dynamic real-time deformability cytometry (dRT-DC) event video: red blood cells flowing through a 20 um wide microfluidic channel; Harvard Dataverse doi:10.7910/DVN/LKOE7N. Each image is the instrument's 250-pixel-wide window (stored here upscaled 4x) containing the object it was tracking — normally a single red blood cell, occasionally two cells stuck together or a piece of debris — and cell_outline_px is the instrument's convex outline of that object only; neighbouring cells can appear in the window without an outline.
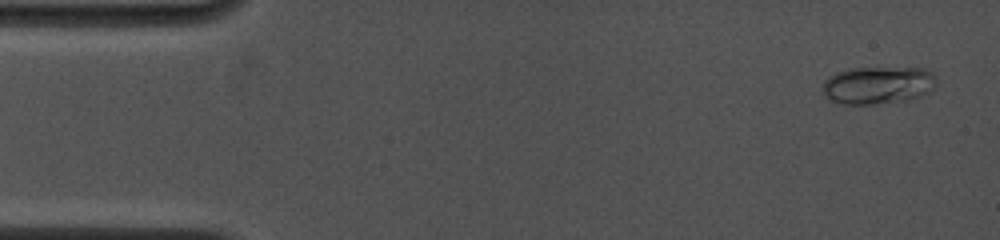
{"species": "common noctule bat (a hibernating species)", "species_latin": "Nyctalus noctula", "temperature_condition": "cold", "stored_images_in_passage": 22, "camera_frame_rate_fps": 4500, "um_per_image_px": 0.085, "animal": {"sex": "female", "body_mass_g": 19.0, "forearm_length_mm": 53.3}, "frame": {"image": 1, "passage_image": 1, "time_ms": 0.0, "image_size_px": [1000, 240], "cell_outline_px": [[936, 84], [928, 92], [920, 96], [908, 100], [872, 104], [844, 104], [832, 100], [824, 92], [824, 80], [828, 76], [836, 72], [848, 68], [876, 64], [924, 68], [936, 72]], "centroid_in_image_um": [74.69, 7.15], "position_along_channel_um": 10.3, "area_um2": 26.07}}
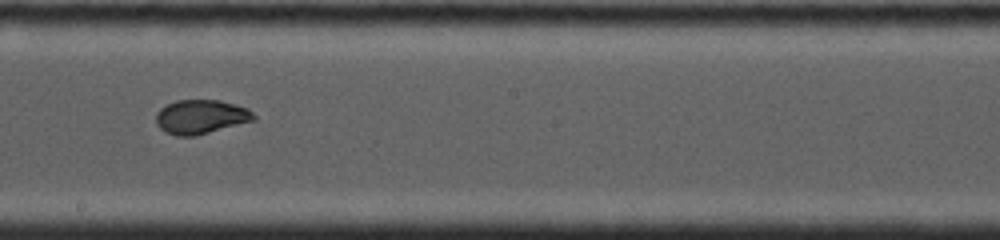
{"frame": {"image": 2, "passage_image": 13, "time_ms": 8.444, "image_size_px": [1000, 240], "cell_outline_px": [[256, 120], [196, 136], [176, 136], [164, 132], [156, 124], [156, 112], [160, 108], [176, 100], [220, 100], [248, 108], [256, 116]], "centroid_in_image_um": [17.07, 9.94], "position_along_channel_um": 231.1, "area_um2": 19.65}}
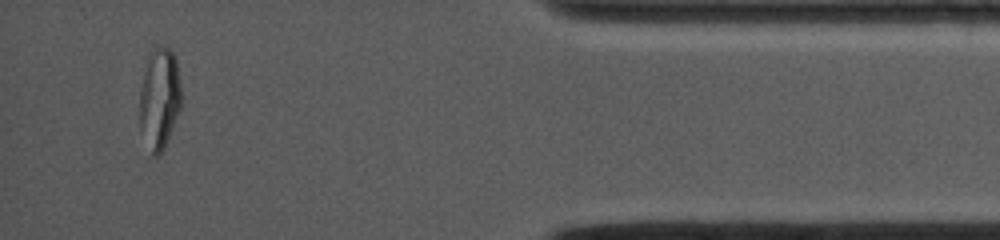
{"frame": {"image": 3, "passage_image": 22, "time_ms": 14.222, "image_size_px": [1000, 240], "cell_outline_px": [[180, 108], [168, 140], [164, 148], [156, 156], [152, 156], [140, 132], [140, 88], [148, 52], [152, 48], [168, 48], [172, 52], [176, 60], [180, 84]], "centroid_in_image_um": [13.52, 8.39], "position_along_channel_um": 421.7, "area_um2": 24.51}, "authors_computed_cell_mechanics": {"area_um2": 20.2878, "velocity_mm_per_s": 3.9518, "shape_relaxation_time_tau1_ms": 4.5293, "shape_relaxation_time_tau2_ms": null, "deformation_change_tau1": 0.1606, "deformation_change_tau2": null}}